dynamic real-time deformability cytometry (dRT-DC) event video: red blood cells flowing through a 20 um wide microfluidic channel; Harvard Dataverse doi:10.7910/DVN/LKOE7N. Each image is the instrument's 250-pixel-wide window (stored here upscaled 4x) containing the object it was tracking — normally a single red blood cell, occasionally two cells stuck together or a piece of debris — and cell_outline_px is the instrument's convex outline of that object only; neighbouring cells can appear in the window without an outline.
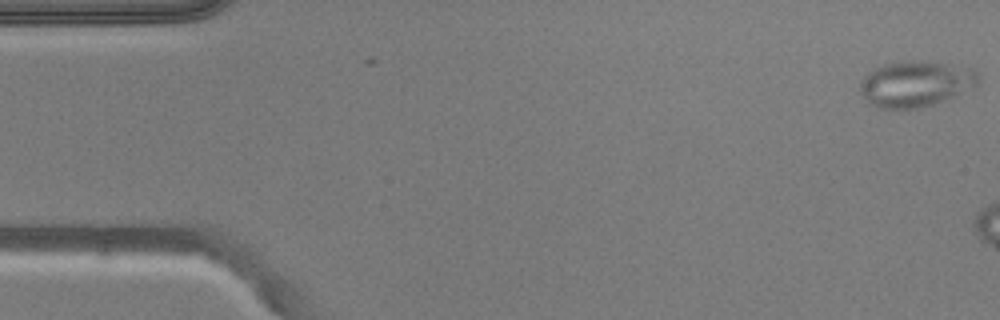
{"species": "common noctule bat (a hibernating species)", "species_latin": "Nyctalus noctula", "temperature_condition": "warm", "stored_images_in_passage": 8, "camera_frame_rate_fps": 3000, "um_per_image_px": 0.085, "animal": {"sex": "male", "body_mass_g": 20.5, "forearm_length_mm": 52.5}, "frame": {"image": 1, "passage_image": 1, "time_ms": 0.0, "image_size_px": [1000, 320], "cell_outline_px": [[980, 80], [972, 88], [924, 108], [876, 108], [868, 104], [860, 92], [860, 80], [872, 68], [884, 64], [904, 60], [920, 60], [948, 64], [972, 68], [980, 76]], "centroid_in_image_um": [77.78, 7.12], "position_along_channel_um": 7.2, "area_um2": 31.91}}